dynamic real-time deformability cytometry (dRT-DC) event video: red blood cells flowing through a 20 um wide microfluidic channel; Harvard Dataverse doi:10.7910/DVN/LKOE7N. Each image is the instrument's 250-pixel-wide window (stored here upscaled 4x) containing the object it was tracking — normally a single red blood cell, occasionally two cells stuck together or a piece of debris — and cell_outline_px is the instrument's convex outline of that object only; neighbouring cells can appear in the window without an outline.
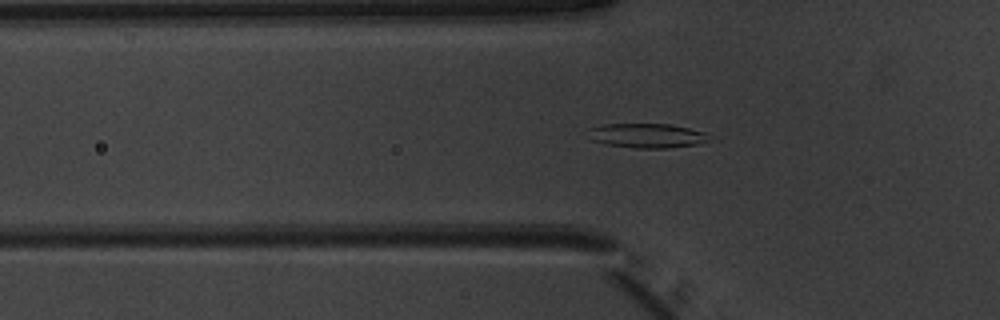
{"species": "common noctule bat (a hibernating species)", "species_latin": "Nyctalus noctula", "temperature_condition": "warm", "stored_images_in_passage": 46, "camera_frame_rate_fps": 3000, "um_per_image_px": 0.085, "animal": {"sex": "male", "body_mass_g": 20.1, "forearm_length_mm": 53.5}, "frame": {"image": 1, "passage_image": 12, "time_ms": 3.667, "image_size_px": [1000, 320], "cell_outline_px": [[704, 140], [696, 144], [668, 148], [636, 148], [608, 144], [592, 140], [588, 128], [604, 124], [672, 124], [704, 132]], "centroid_in_image_um": [54.91, 11.52], "position_along_channel_um": 70.9, "area_um2": 16.7}}
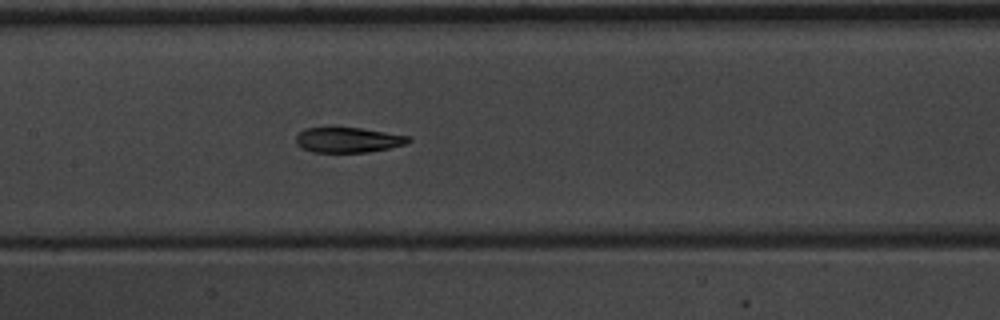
{"frame": {"image": 2, "passage_image": 20, "time_ms": 6.333, "image_size_px": [1000, 320], "cell_outline_px": [[412, 140], [404, 144], [388, 148], [368, 152], [312, 152], [300, 148], [296, 144], [296, 136], [304, 128], [360, 128], [412, 136]], "centroid_in_image_um": [29.58, 11.9], "position_along_channel_um": 177.8, "area_um2": 16.47}}
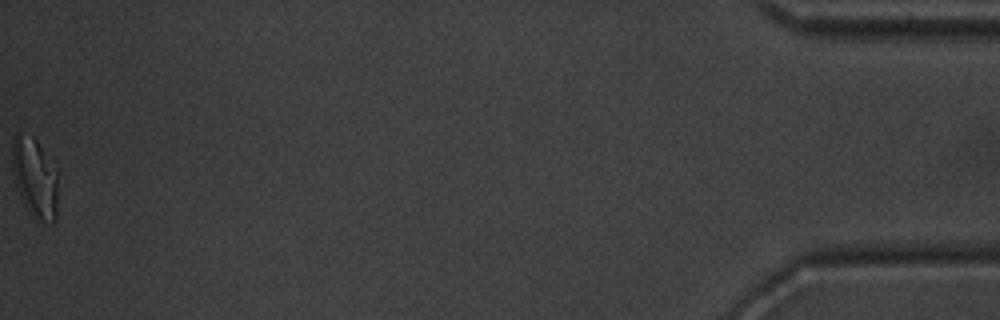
{"frame": {"image": 3, "passage_image": 46, "time_ms": 15.0, "image_size_px": [1000, 320], "cell_outline_px": [[60, 172], [56, 220], [36, 220], [32, 216], [24, 204], [16, 184], [12, 172], [12, 136], [16, 132], [32, 136], [36, 140]], "centroid_in_image_um": [3.0, 15.07], "position_along_channel_um": 432.2, "area_um2": 21.85}, "authors_computed_cell_mechanics": {"area_um2": 18.0047, "velocity_mm_per_s": 3.9961, "shape_relaxation_time_tau1_ms": 3.9194, "shape_relaxation_time_tau2_ms": 2.8139, "deformation_change_tau1": 0.1557, "deformation_change_tau2": 0.0931}}